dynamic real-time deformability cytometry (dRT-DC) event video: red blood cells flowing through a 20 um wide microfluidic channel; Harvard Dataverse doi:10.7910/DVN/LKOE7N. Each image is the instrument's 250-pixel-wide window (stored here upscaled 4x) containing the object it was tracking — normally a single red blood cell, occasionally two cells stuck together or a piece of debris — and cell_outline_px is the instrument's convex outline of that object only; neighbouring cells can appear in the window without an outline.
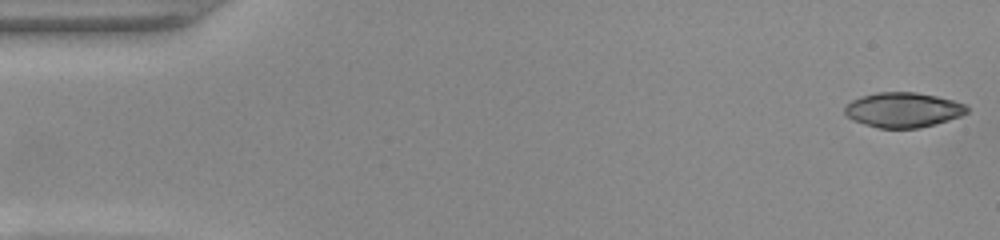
{"species": "common noctule bat (a hibernating species)", "species_latin": "Nyctalus noctula", "temperature_condition": "warm", "stored_images_in_passage": 51, "camera_frame_rate_fps": 3000, "um_per_image_px": 0.085, "animal": {"sex": "female", "body_mass_g": 22.0, "forearm_length_mm": 56.7}, "frame": {"image": 1, "passage_image": 1, "time_ms": 0.0, "image_size_px": [1000, 240], "cell_outline_px": [[968, 112], [960, 116], [936, 124], [920, 128], [880, 128], [864, 124], [852, 120], [844, 112], [844, 108], [852, 100], [860, 96], [876, 92], [916, 92], [936, 96], [952, 100], [964, 104], [968, 108]], "centroid_in_image_um": [76.75, 9.34], "position_along_channel_um": 8.2, "area_um2": 24.85}}
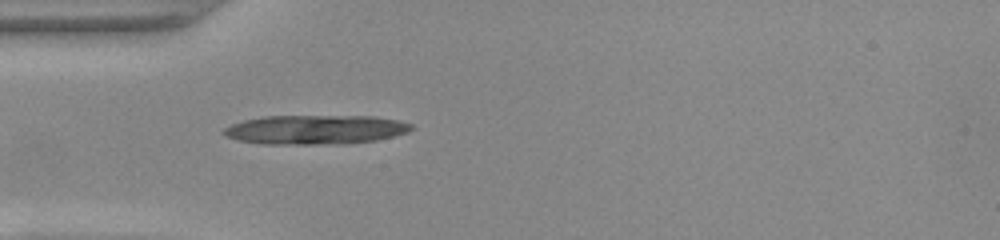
{"frame": {"image": 2, "passage_image": 15, "time_ms": 4.667, "image_size_px": [1000, 240], "cell_outline_px": [[416, 128], [408, 132], [376, 140], [344, 144], [260, 144], [240, 140], [228, 136], [220, 132], [224, 128], [232, 124], [244, 120], [264, 116], [372, 116], [400, 120], [412, 124]], "centroid_in_image_um": [26.84, 11.02], "position_along_channel_um": 58.2, "area_um2": 32.14}}